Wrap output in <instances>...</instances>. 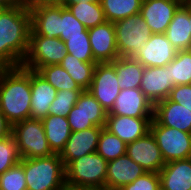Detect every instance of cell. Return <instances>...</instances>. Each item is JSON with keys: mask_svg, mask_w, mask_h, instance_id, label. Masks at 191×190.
I'll use <instances>...</instances> for the list:
<instances>
[{"mask_svg": "<svg viewBox=\"0 0 191 190\" xmlns=\"http://www.w3.org/2000/svg\"><path fill=\"white\" fill-rule=\"evenodd\" d=\"M127 144L103 128L98 139L97 153L107 162L126 154Z\"/></svg>", "mask_w": 191, "mask_h": 190, "instance_id": "obj_32", "label": "cell"}, {"mask_svg": "<svg viewBox=\"0 0 191 190\" xmlns=\"http://www.w3.org/2000/svg\"><path fill=\"white\" fill-rule=\"evenodd\" d=\"M36 72L57 91H62L65 89L83 90L60 64L40 67Z\"/></svg>", "mask_w": 191, "mask_h": 190, "instance_id": "obj_29", "label": "cell"}, {"mask_svg": "<svg viewBox=\"0 0 191 190\" xmlns=\"http://www.w3.org/2000/svg\"><path fill=\"white\" fill-rule=\"evenodd\" d=\"M162 190H191V160L168 162L159 172Z\"/></svg>", "mask_w": 191, "mask_h": 190, "instance_id": "obj_22", "label": "cell"}, {"mask_svg": "<svg viewBox=\"0 0 191 190\" xmlns=\"http://www.w3.org/2000/svg\"><path fill=\"white\" fill-rule=\"evenodd\" d=\"M108 162L97 152L71 161L65 167V183L69 190L105 187Z\"/></svg>", "mask_w": 191, "mask_h": 190, "instance_id": "obj_4", "label": "cell"}, {"mask_svg": "<svg viewBox=\"0 0 191 190\" xmlns=\"http://www.w3.org/2000/svg\"><path fill=\"white\" fill-rule=\"evenodd\" d=\"M16 140L10 134L0 140V175L21 161Z\"/></svg>", "mask_w": 191, "mask_h": 190, "instance_id": "obj_35", "label": "cell"}, {"mask_svg": "<svg viewBox=\"0 0 191 190\" xmlns=\"http://www.w3.org/2000/svg\"><path fill=\"white\" fill-rule=\"evenodd\" d=\"M173 87L170 70L166 66L144 68L140 89L153 105L167 99Z\"/></svg>", "mask_w": 191, "mask_h": 190, "instance_id": "obj_15", "label": "cell"}, {"mask_svg": "<svg viewBox=\"0 0 191 190\" xmlns=\"http://www.w3.org/2000/svg\"><path fill=\"white\" fill-rule=\"evenodd\" d=\"M181 6L188 12V17L190 19V33H191V6H189L185 3H182Z\"/></svg>", "mask_w": 191, "mask_h": 190, "instance_id": "obj_45", "label": "cell"}, {"mask_svg": "<svg viewBox=\"0 0 191 190\" xmlns=\"http://www.w3.org/2000/svg\"><path fill=\"white\" fill-rule=\"evenodd\" d=\"M96 64L97 62H83L69 53L60 63L83 90L90 88Z\"/></svg>", "mask_w": 191, "mask_h": 190, "instance_id": "obj_26", "label": "cell"}, {"mask_svg": "<svg viewBox=\"0 0 191 190\" xmlns=\"http://www.w3.org/2000/svg\"><path fill=\"white\" fill-rule=\"evenodd\" d=\"M177 50L167 39L165 33L151 34L150 39L132 57L144 67L166 66L176 56Z\"/></svg>", "mask_w": 191, "mask_h": 190, "instance_id": "obj_13", "label": "cell"}, {"mask_svg": "<svg viewBox=\"0 0 191 190\" xmlns=\"http://www.w3.org/2000/svg\"><path fill=\"white\" fill-rule=\"evenodd\" d=\"M31 70L25 67L0 68V111L14 123L31 118Z\"/></svg>", "mask_w": 191, "mask_h": 190, "instance_id": "obj_2", "label": "cell"}, {"mask_svg": "<svg viewBox=\"0 0 191 190\" xmlns=\"http://www.w3.org/2000/svg\"><path fill=\"white\" fill-rule=\"evenodd\" d=\"M126 153L147 172L159 173L166 164L151 132L127 144Z\"/></svg>", "mask_w": 191, "mask_h": 190, "instance_id": "obj_10", "label": "cell"}, {"mask_svg": "<svg viewBox=\"0 0 191 190\" xmlns=\"http://www.w3.org/2000/svg\"><path fill=\"white\" fill-rule=\"evenodd\" d=\"M159 173L146 172L132 183L123 186L120 190H160Z\"/></svg>", "mask_w": 191, "mask_h": 190, "instance_id": "obj_38", "label": "cell"}, {"mask_svg": "<svg viewBox=\"0 0 191 190\" xmlns=\"http://www.w3.org/2000/svg\"><path fill=\"white\" fill-rule=\"evenodd\" d=\"M168 98L191 110V84L174 86Z\"/></svg>", "mask_w": 191, "mask_h": 190, "instance_id": "obj_40", "label": "cell"}, {"mask_svg": "<svg viewBox=\"0 0 191 190\" xmlns=\"http://www.w3.org/2000/svg\"><path fill=\"white\" fill-rule=\"evenodd\" d=\"M89 190H120V189H113V188H107V187H100V188L89 189Z\"/></svg>", "mask_w": 191, "mask_h": 190, "instance_id": "obj_47", "label": "cell"}, {"mask_svg": "<svg viewBox=\"0 0 191 190\" xmlns=\"http://www.w3.org/2000/svg\"><path fill=\"white\" fill-rule=\"evenodd\" d=\"M82 32H88V29L61 4L60 39L64 42L69 36L82 35Z\"/></svg>", "mask_w": 191, "mask_h": 190, "instance_id": "obj_37", "label": "cell"}, {"mask_svg": "<svg viewBox=\"0 0 191 190\" xmlns=\"http://www.w3.org/2000/svg\"><path fill=\"white\" fill-rule=\"evenodd\" d=\"M75 105L81 109L83 115L89 119L94 126L105 128L108 112L94 98L90 91L83 90Z\"/></svg>", "mask_w": 191, "mask_h": 190, "instance_id": "obj_30", "label": "cell"}, {"mask_svg": "<svg viewBox=\"0 0 191 190\" xmlns=\"http://www.w3.org/2000/svg\"><path fill=\"white\" fill-rule=\"evenodd\" d=\"M41 120L52 152L54 154H61L71 135L67 117L47 115Z\"/></svg>", "mask_w": 191, "mask_h": 190, "instance_id": "obj_24", "label": "cell"}, {"mask_svg": "<svg viewBox=\"0 0 191 190\" xmlns=\"http://www.w3.org/2000/svg\"><path fill=\"white\" fill-rule=\"evenodd\" d=\"M154 105L140 88L122 89L107 115L153 117Z\"/></svg>", "mask_w": 191, "mask_h": 190, "instance_id": "obj_14", "label": "cell"}, {"mask_svg": "<svg viewBox=\"0 0 191 190\" xmlns=\"http://www.w3.org/2000/svg\"><path fill=\"white\" fill-rule=\"evenodd\" d=\"M103 128L94 126L81 131L71 132L65 148L60 154L64 167L77 158L96 152L99 135Z\"/></svg>", "mask_w": 191, "mask_h": 190, "instance_id": "obj_17", "label": "cell"}, {"mask_svg": "<svg viewBox=\"0 0 191 190\" xmlns=\"http://www.w3.org/2000/svg\"><path fill=\"white\" fill-rule=\"evenodd\" d=\"M82 91L68 89L57 91V95L49 107V115L67 117Z\"/></svg>", "mask_w": 191, "mask_h": 190, "instance_id": "obj_34", "label": "cell"}, {"mask_svg": "<svg viewBox=\"0 0 191 190\" xmlns=\"http://www.w3.org/2000/svg\"><path fill=\"white\" fill-rule=\"evenodd\" d=\"M166 67L170 70L174 86L191 84V49L177 51L175 58Z\"/></svg>", "mask_w": 191, "mask_h": 190, "instance_id": "obj_31", "label": "cell"}, {"mask_svg": "<svg viewBox=\"0 0 191 190\" xmlns=\"http://www.w3.org/2000/svg\"><path fill=\"white\" fill-rule=\"evenodd\" d=\"M65 0H43V4H62Z\"/></svg>", "mask_w": 191, "mask_h": 190, "instance_id": "obj_46", "label": "cell"}, {"mask_svg": "<svg viewBox=\"0 0 191 190\" xmlns=\"http://www.w3.org/2000/svg\"><path fill=\"white\" fill-rule=\"evenodd\" d=\"M64 43L67 53L83 62H96L93 58L88 32H82V35L69 36Z\"/></svg>", "mask_w": 191, "mask_h": 190, "instance_id": "obj_33", "label": "cell"}, {"mask_svg": "<svg viewBox=\"0 0 191 190\" xmlns=\"http://www.w3.org/2000/svg\"><path fill=\"white\" fill-rule=\"evenodd\" d=\"M153 118L160 125L191 133V110L169 98L154 105Z\"/></svg>", "mask_w": 191, "mask_h": 190, "instance_id": "obj_20", "label": "cell"}, {"mask_svg": "<svg viewBox=\"0 0 191 190\" xmlns=\"http://www.w3.org/2000/svg\"><path fill=\"white\" fill-rule=\"evenodd\" d=\"M105 19L116 22L126 17L140 13L141 0H101Z\"/></svg>", "mask_w": 191, "mask_h": 190, "instance_id": "obj_27", "label": "cell"}, {"mask_svg": "<svg viewBox=\"0 0 191 190\" xmlns=\"http://www.w3.org/2000/svg\"><path fill=\"white\" fill-rule=\"evenodd\" d=\"M93 58L97 63L113 62L119 58L113 22L106 21L88 29Z\"/></svg>", "mask_w": 191, "mask_h": 190, "instance_id": "obj_11", "label": "cell"}, {"mask_svg": "<svg viewBox=\"0 0 191 190\" xmlns=\"http://www.w3.org/2000/svg\"><path fill=\"white\" fill-rule=\"evenodd\" d=\"M57 90L40 74L31 70V118L43 119L49 115V107Z\"/></svg>", "mask_w": 191, "mask_h": 190, "instance_id": "obj_21", "label": "cell"}, {"mask_svg": "<svg viewBox=\"0 0 191 190\" xmlns=\"http://www.w3.org/2000/svg\"><path fill=\"white\" fill-rule=\"evenodd\" d=\"M152 119L153 117L107 115L105 129L129 144L150 132Z\"/></svg>", "mask_w": 191, "mask_h": 190, "instance_id": "obj_16", "label": "cell"}, {"mask_svg": "<svg viewBox=\"0 0 191 190\" xmlns=\"http://www.w3.org/2000/svg\"><path fill=\"white\" fill-rule=\"evenodd\" d=\"M66 54L65 43L60 38H47L31 30L27 54L21 66L37 71L40 67L60 64Z\"/></svg>", "mask_w": 191, "mask_h": 190, "instance_id": "obj_6", "label": "cell"}, {"mask_svg": "<svg viewBox=\"0 0 191 190\" xmlns=\"http://www.w3.org/2000/svg\"><path fill=\"white\" fill-rule=\"evenodd\" d=\"M11 134V125L6 121L3 113L0 111V140Z\"/></svg>", "mask_w": 191, "mask_h": 190, "instance_id": "obj_41", "label": "cell"}, {"mask_svg": "<svg viewBox=\"0 0 191 190\" xmlns=\"http://www.w3.org/2000/svg\"><path fill=\"white\" fill-rule=\"evenodd\" d=\"M22 159L47 157L54 154L47 141L41 119L27 118L11 126Z\"/></svg>", "mask_w": 191, "mask_h": 190, "instance_id": "obj_5", "label": "cell"}, {"mask_svg": "<svg viewBox=\"0 0 191 190\" xmlns=\"http://www.w3.org/2000/svg\"><path fill=\"white\" fill-rule=\"evenodd\" d=\"M27 190H64L65 167L60 154L23 159Z\"/></svg>", "mask_w": 191, "mask_h": 190, "instance_id": "obj_3", "label": "cell"}, {"mask_svg": "<svg viewBox=\"0 0 191 190\" xmlns=\"http://www.w3.org/2000/svg\"><path fill=\"white\" fill-rule=\"evenodd\" d=\"M67 120L70 125L71 132L94 127V124L83 115L81 109L76 105H74L69 112Z\"/></svg>", "mask_w": 191, "mask_h": 190, "instance_id": "obj_39", "label": "cell"}, {"mask_svg": "<svg viewBox=\"0 0 191 190\" xmlns=\"http://www.w3.org/2000/svg\"><path fill=\"white\" fill-rule=\"evenodd\" d=\"M182 0H147L141 4L140 15L152 34L165 33Z\"/></svg>", "mask_w": 191, "mask_h": 190, "instance_id": "obj_12", "label": "cell"}, {"mask_svg": "<svg viewBox=\"0 0 191 190\" xmlns=\"http://www.w3.org/2000/svg\"><path fill=\"white\" fill-rule=\"evenodd\" d=\"M31 30L47 38H60L61 4H42L29 7Z\"/></svg>", "mask_w": 191, "mask_h": 190, "instance_id": "obj_18", "label": "cell"}, {"mask_svg": "<svg viewBox=\"0 0 191 190\" xmlns=\"http://www.w3.org/2000/svg\"><path fill=\"white\" fill-rule=\"evenodd\" d=\"M150 132L160 148L165 163L190 157L191 133L160 125L154 118Z\"/></svg>", "mask_w": 191, "mask_h": 190, "instance_id": "obj_8", "label": "cell"}, {"mask_svg": "<svg viewBox=\"0 0 191 190\" xmlns=\"http://www.w3.org/2000/svg\"><path fill=\"white\" fill-rule=\"evenodd\" d=\"M19 3L23 6L30 7L33 5H42L43 0H19Z\"/></svg>", "mask_w": 191, "mask_h": 190, "instance_id": "obj_43", "label": "cell"}, {"mask_svg": "<svg viewBox=\"0 0 191 190\" xmlns=\"http://www.w3.org/2000/svg\"><path fill=\"white\" fill-rule=\"evenodd\" d=\"M183 3H185V4L189 5V6H191V0H183Z\"/></svg>", "mask_w": 191, "mask_h": 190, "instance_id": "obj_48", "label": "cell"}, {"mask_svg": "<svg viewBox=\"0 0 191 190\" xmlns=\"http://www.w3.org/2000/svg\"><path fill=\"white\" fill-rule=\"evenodd\" d=\"M114 27L119 57H133L152 34L140 13L114 22Z\"/></svg>", "mask_w": 191, "mask_h": 190, "instance_id": "obj_7", "label": "cell"}, {"mask_svg": "<svg viewBox=\"0 0 191 190\" xmlns=\"http://www.w3.org/2000/svg\"><path fill=\"white\" fill-rule=\"evenodd\" d=\"M31 31L29 7L17 5L0 12V68L20 67Z\"/></svg>", "mask_w": 191, "mask_h": 190, "instance_id": "obj_1", "label": "cell"}, {"mask_svg": "<svg viewBox=\"0 0 191 190\" xmlns=\"http://www.w3.org/2000/svg\"><path fill=\"white\" fill-rule=\"evenodd\" d=\"M0 190H27L23 159L0 175Z\"/></svg>", "mask_w": 191, "mask_h": 190, "instance_id": "obj_36", "label": "cell"}, {"mask_svg": "<svg viewBox=\"0 0 191 190\" xmlns=\"http://www.w3.org/2000/svg\"><path fill=\"white\" fill-rule=\"evenodd\" d=\"M116 71L120 89L140 88L144 66L132 57H119L110 62Z\"/></svg>", "mask_w": 191, "mask_h": 190, "instance_id": "obj_25", "label": "cell"}, {"mask_svg": "<svg viewBox=\"0 0 191 190\" xmlns=\"http://www.w3.org/2000/svg\"><path fill=\"white\" fill-rule=\"evenodd\" d=\"M146 172L143 167L133 161L126 153L108 162L105 187L121 189Z\"/></svg>", "mask_w": 191, "mask_h": 190, "instance_id": "obj_19", "label": "cell"}, {"mask_svg": "<svg viewBox=\"0 0 191 190\" xmlns=\"http://www.w3.org/2000/svg\"><path fill=\"white\" fill-rule=\"evenodd\" d=\"M165 35L177 51L191 49L190 19L182 6L174 13Z\"/></svg>", "mask_w": 191, "mask_h": 190, "instance_id": "obj_23", "label": "cell"}, {"mask_svg": "<svg viewBox=\"0 0 191 190\" xmlns=\"http://www.w3.org/2000/svg\"><path fill=\"white\" fill-rule=\"evenodd\" d=\"M94 98L109 112L121 89L115 67L110 62L97 63L90 88Z\"/></svg>", "mask_w": 191, "mask_h": 190, "instance_id": "obj_9", "label": "cell"}, {"mask_svg": "<svg viewBox=\"0 0 191 190\" xmlns=\"http://www.w3.org/2000/svg\"><path fill=\"white\" fill-rule=\"evenodd\" d=\"M100 1L101 0H65L62 3V5L67 8L70 4L83 3V2L94 3V2H100Z\"/></svg>", "mask_w": 191, "mask_h": 190, "instance_id": "obj_44", "label": "cell"}, {"mask_svg": "<svg viewBox=\"0 0 191 190\" xmlns=\"http://www.w3.org/2000/svg\"><path fill=\"white\" fill-rule=\"evenodd\" d=\"M67 8L87 29L106 22L101 2L70 4Z\"/></svg>", "mask_w": 191, "mask_h": 190, "instance_id": "obj_28", "label": "cell"}, {"mask_svg": "<svg viewBox=\"0 0 191 190\" xmlns=\"http://www.w3.org/2000/svg\"><path fill=\"white\" fill-rule=\"evenodd\" d=\"M0 5L3 8L14 7L20 5L19 0H0Z\"/></svg>", "mask_w": 191, "mask_h": 190, "instance_id": "obj_42", "label": "cell"}]
</instances>
